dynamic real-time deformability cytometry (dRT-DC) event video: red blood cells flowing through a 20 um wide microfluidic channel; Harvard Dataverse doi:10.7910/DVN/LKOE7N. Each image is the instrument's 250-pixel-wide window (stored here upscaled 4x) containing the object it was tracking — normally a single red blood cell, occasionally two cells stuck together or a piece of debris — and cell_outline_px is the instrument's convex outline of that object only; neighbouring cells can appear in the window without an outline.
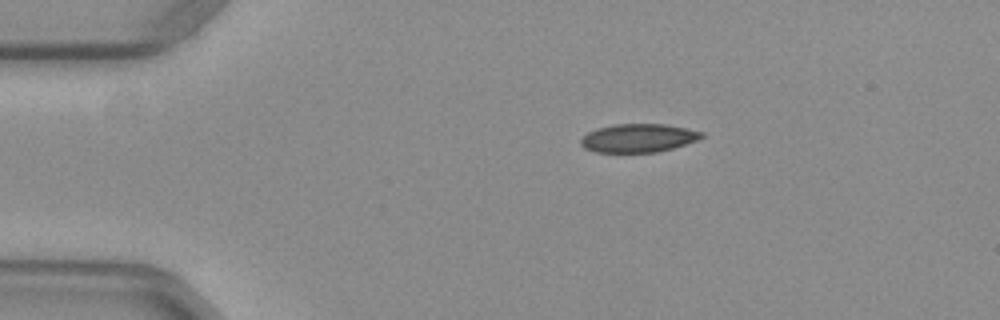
{"species": "common noctule bat (a hibernating species)", "species_latin": "Nyctalus noctula", "temperature_condition": "warm", "stored_images_in_passage": 43, "camera_frame_rate_fps": 3000, "um_per_image_px": 0.085, "animal": {"sex": "female", "body_mass_g": 29.2, "forearm_length_mm": 56.3}, "frame": {"image": 1, "passage_image": 1, "time_ms": 0.0, "image_size_px": [1000, 320], "cell_outline_px": [[704, 136], [696, 140], [672, 148], [656, 152], [596, 152], [584, 148], [580, 144], [580, 140], [588, 132], [596, 128], [616, 124], [664, 124], [704, 132]], "centroid_in_image_um": [54.22, 11.73], "position_along_channel_um": 30.8, "area_um2": 19.83}}
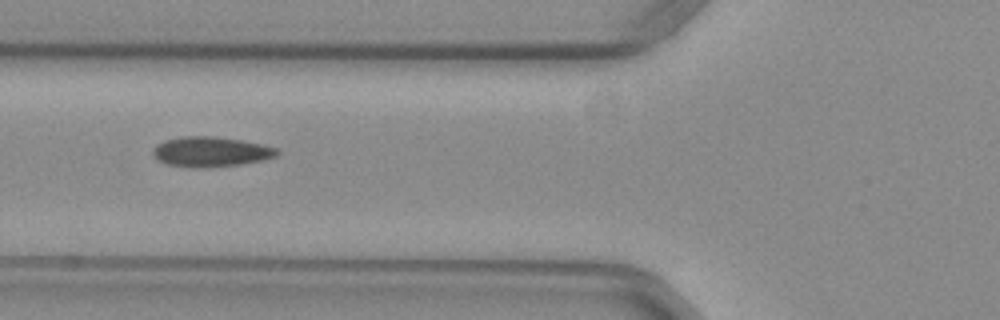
{"frame": {"image": 2, "passage_image": 11, "time_ms": 3.333, "image_size_px": [1000, 320], "cell_outline_px": [[280, 152], [276, 156], [264, 160], [240, 164], [196, 168], [192, 168], [168, 164], [160, 160], [152, 152], [152, 148], [156, 144], [164, 140], [184, 136], [212, 136], [240, 140], [264, 144], [276, 148]], "centroid_in_image_um": [17.93, 12.89], "position_along_channel_um": 107.9, "area_um2": 21.62}}
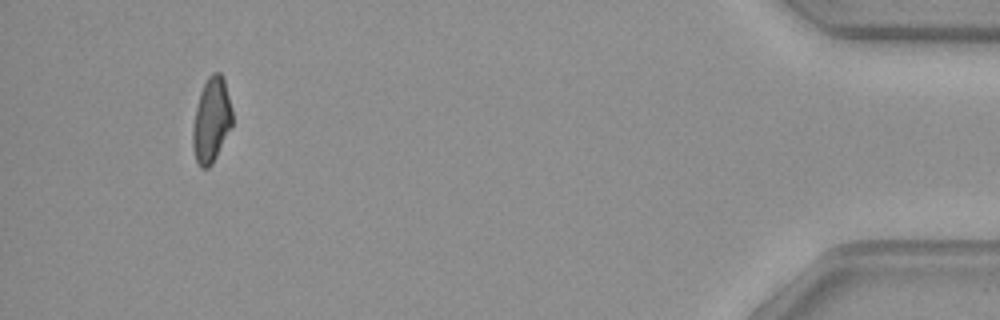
{"frame": {"image": 3, "passage_image": 40, "time_ms": 13.0, "image_size_px": [1000, 320], "cell_outline_px": [[232, 124], [212, 164], [208, 168], [200, 168], [196, 160], [192, 148], [192, 128], [196, 108], [200, 92], [208, 76], [212, 72], [220, 72], [224, 80], [232, 108]], "centroid_in_image_um": [17.95, 10.21], "position_along_channel_um": 417.2, "area_um2": 19.42}, "authors_computed_cell_mechanics": {"area_um2": 20.5768, "velocity_mm_per_s": 3.9695, "shape_relaxation_time_tau1_ms": 6.1692, "shape_relaxation_time_tau2_ms": 1.9463, "deformation_change_tau1": 0.129, "deformation_change_tau2": 0.0653}}